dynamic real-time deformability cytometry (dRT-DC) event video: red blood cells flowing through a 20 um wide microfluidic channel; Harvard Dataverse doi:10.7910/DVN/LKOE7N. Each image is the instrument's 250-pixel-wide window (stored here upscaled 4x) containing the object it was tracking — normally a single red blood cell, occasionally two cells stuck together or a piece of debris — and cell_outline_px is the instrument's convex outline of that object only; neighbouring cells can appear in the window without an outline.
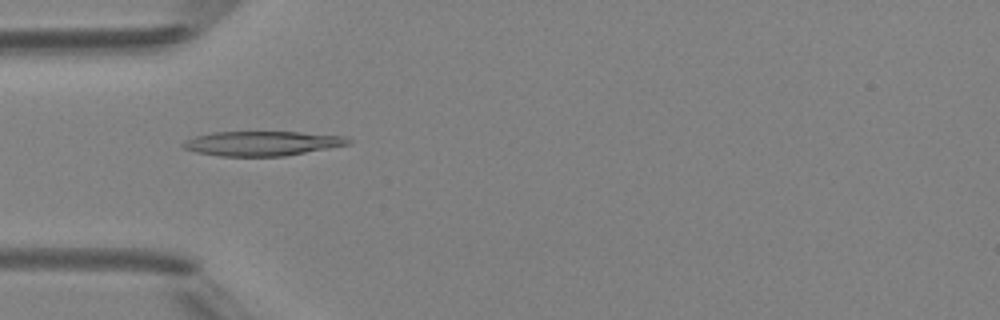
{"species": "Egyptian fruit bat (a non-hibernating species)", "species_latin": "Rousettus aegyptiacus", "temperature_condition": "room temperature", "stored_images_in_passage": 48, "camera_frame_rate_fps": 3000, "um_per_image_px": 0.085, "animal": {"sex": "female"}, "frame": {"image": 1, "passage_image": 15, "time_ms": 4.667, "image_size_px": [1000, 320], "cell_outline_px": [[352, 140], [348, 144], [284, 156], [220, 156], [196, 152], [184, 148], [180, 144], [184, 140], [196, 136], [212, 132], [300, 132], [344, 136]], "centroid_in_image_um": [22.22, 12.18], "position_along_channel_um": 62.8, "area_um2": 23.47}}
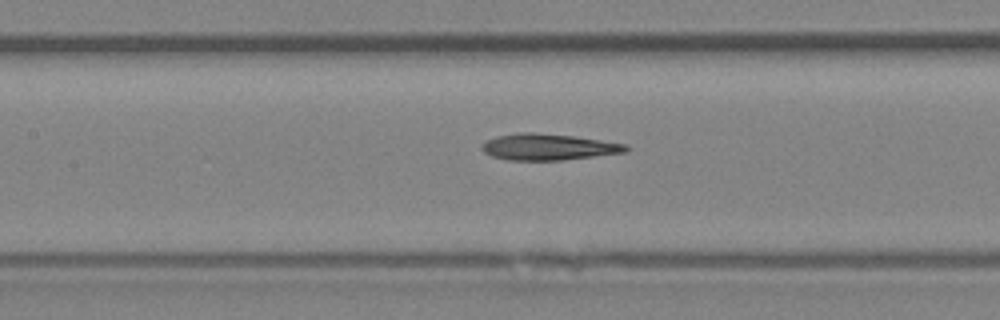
{"frame": {"image": 2, "passage_image": 22, "time_ms": 7.0, "image_size_px": [1000, 320], "cell_outline_px": [[632, 148], [628, 152], [564, 160], [508, 160], [492, 156], [484, 152], [480, 148], [480, 144], [484, 140], [496, 136], [520, 132], [532, 132], [576, 136], [628, 144]], "centroid_in_image_um": [46.63, 12.48], "position_along_channel_um": 160.8, "area_um2": 22.54}}
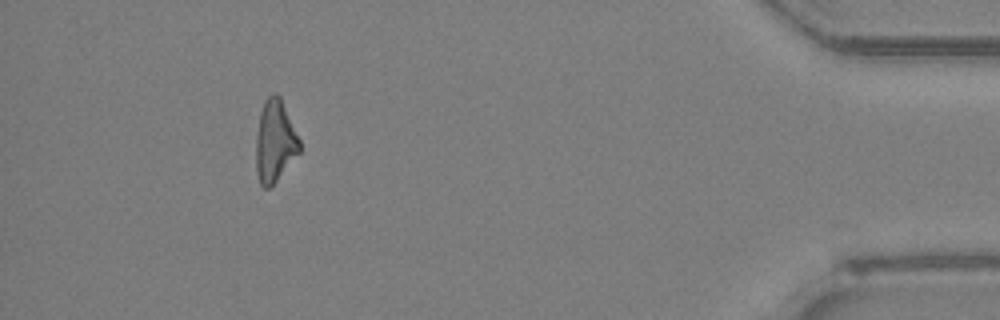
{"frame": {"image": 3, "passage_image": 44, "time_ms": 14.333, "image_size_px": [1000, 320], "cell_outline_px": [[300, 152], [276, 180], [268, 188], [264, 188], [260, 184], [256, 172], [256, 136], [260, 112], [264, 100], [272, 92], [276, 92], [280, 96], [300, 140]], "centroid_in_image_um": [23.35, 11.97], "position_along_channel_um": 411.8, "area_um2": 20.75}, "authors_computed_cell_mechanics": {"area_um2": 22.3108, "velocity_mm_per_s": 4.2668, "shape_relaxation_time_tau1_ms": 5.4233, "shape_relaxation_time_tau2_ms": 4.8582, "deformation_change_tau1": 0.1508, "deformation_change_tau2": 0.1549}}